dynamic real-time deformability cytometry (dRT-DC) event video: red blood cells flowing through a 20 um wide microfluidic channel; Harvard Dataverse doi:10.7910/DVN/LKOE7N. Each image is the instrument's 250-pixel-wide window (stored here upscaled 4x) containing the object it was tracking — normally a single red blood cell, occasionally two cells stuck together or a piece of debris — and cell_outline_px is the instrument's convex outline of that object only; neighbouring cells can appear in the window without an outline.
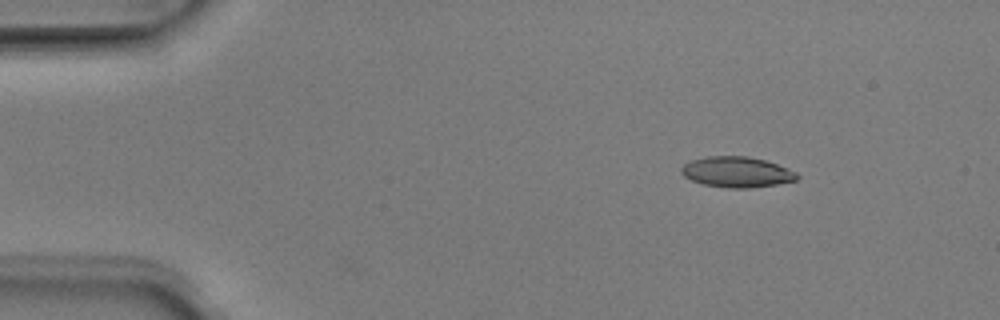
{"species": "Egyptian fruit bat (a non-hibernating species)", "species_latin": "Rousettus aegyptiacus", "temperature_condition": "room temperature", "stored_images_in_passage": 47, "camera_frame_rate_fps": 3000, "um_per_image_px": 0.085, "animal": {"sex": "male"}, "frame": {"image": 1, "passage_image": 6, "time_ms": 1.667, "image_size_px": [1000, 320], "cell_outline_px": [[800, 176], [796, 180], [776, 184], [748, 188], [728, 188], [704, 184], [692, 180], [684, 176], [680, 172], [680, 168], [684, 164], [692, 160], [708, 156], [748, 156], [764, 160], [788, 168], [796, 172]], "centroid_in_image_um": [62.62, 14.62], "position_along_channel_um": 22.4, "area_um2": 20.52}}
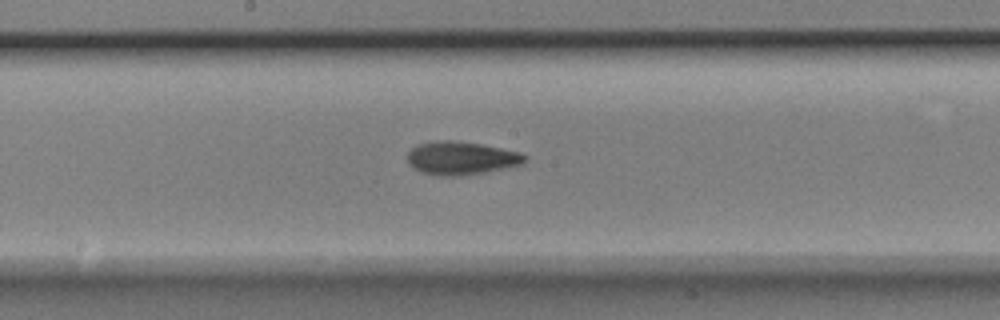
{"frame": {"image": 2, "passage_image": 26, "time_ms": 8.333, "image_size_px": [1000, 320], "cell_outline_px": [[528, 156], [524, 164], [484, 172], [460, 176], [436, 176], [420, 172], [412, 168], [408, 164], [408, 152], [416, 144], [436, 140], [452, 140], [480, 144], [520, 152]], "centroid_in_image_um": [39.17, 13.44], "position_along_channel_um": 209.0, "area_um2": 22.95}}
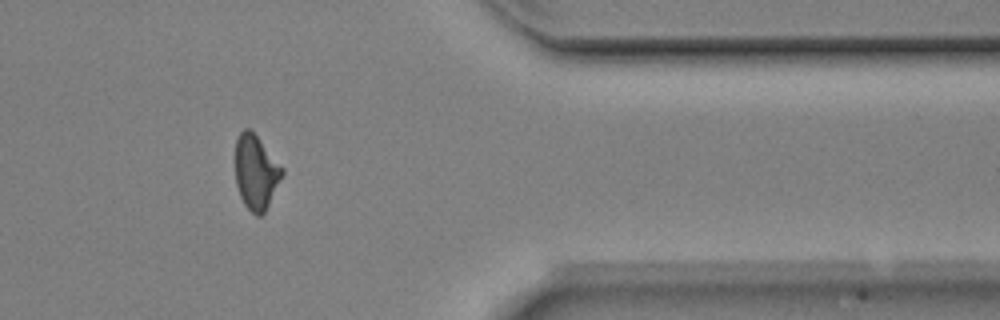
{"frame": {"image": 3, "passage_image": 41, "time_ms": 13.333, "image_size_px": [1000, 320], "cell_outline_px": [[284, 172], [264, 212], [260, 216], [256, 216], [244, 204], [240, 196], [236, 184], [236, 140], [240, 132], [244, 128], [252, 128], [284, 168]], "centroid_in_image_um": [21.76, 14.57], "position_along_channel_um": 389.6, "area_um2": 20.35}, "authors_computed_cell_mechanics": {"area_um2": 20.808, "velocity_mm_per_s": 3.9972, "shape_relaxation_time_tau1_ms": 3.0505, "shape_relaxation_time_tau2_ms": 4.0503, "deformation_change_tau1": 0.1356, "deformation_change_tau2": 0.1123}}